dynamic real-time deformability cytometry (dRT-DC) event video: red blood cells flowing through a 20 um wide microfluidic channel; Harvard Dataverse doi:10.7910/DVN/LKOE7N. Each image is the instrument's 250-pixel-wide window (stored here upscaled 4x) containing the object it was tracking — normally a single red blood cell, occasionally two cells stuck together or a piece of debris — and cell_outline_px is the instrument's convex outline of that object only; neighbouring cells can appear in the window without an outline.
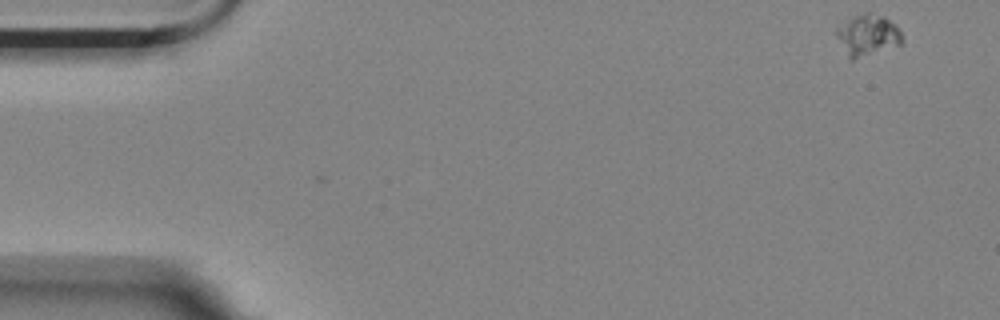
{"species": "Egyptian fruit bat (a non-hibernating species)", "species_latin": "Rousettus aegyptiacus", "temperature_condition": "room temperature", "stored_images_in_passage": 8, "camera_frame_rate_fps": 3000, "um_per_image_px": 0.085, "animal": {"sex": "female"}, "frame": {"image": 1, "passage_image": 1, "time_ms": 0.0, "image_size_px": [1000, 320], "cell_outline_px": [[904, 44], [852, 60], [848, 60], [836, 36], [836, 28], [844, 20], [852, 16], [864, 12], [868, 12], [884, 16], [896, 24], [900, 28], [904, 40]], "centroid_in_image_um": [73.76, 2.98], "position_along_channel_um": 11.2, "area_um2": 16.36}}